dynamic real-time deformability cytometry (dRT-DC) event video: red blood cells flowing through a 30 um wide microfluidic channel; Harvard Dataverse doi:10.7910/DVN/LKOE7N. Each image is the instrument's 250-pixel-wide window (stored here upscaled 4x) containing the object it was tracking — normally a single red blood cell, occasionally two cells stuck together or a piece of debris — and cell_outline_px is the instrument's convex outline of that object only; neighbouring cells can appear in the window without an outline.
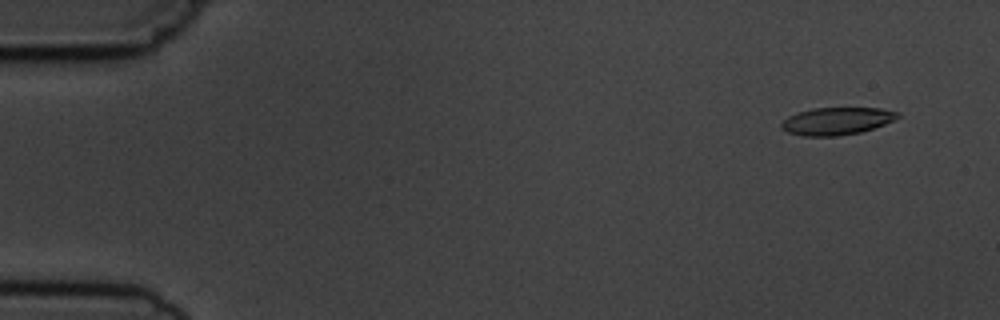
{"species": "common noctule bat (a hibernating species)", "species_latin": "Nyctalus noctula", "temperature_condition": "cold", "stored_images_in_passage": 8, "camera_frame_rate_fps": 3000, "um_per_image_px": 0.085, "animal": {"sex": "male", "body_mass_g": 19.5, "forearm_length_mm": 54.6}, "frame": {"image": 1, "passage_image": 1, "time_ms": 0.0, "image_size_px": [1000, 320], "cell_outline_px": [[900, 116], [884, 124], [860, 132], [836, 136], [804, 136], [788, 132], [780, 128], [780, 124], [788, 116], [796, 112], [812, 108], [880, 108], [900, 112]], "centroid_in_image_um": [71.08, 10.28], "position_along_channel_um": 13.9, "area_um2": 18.55}}
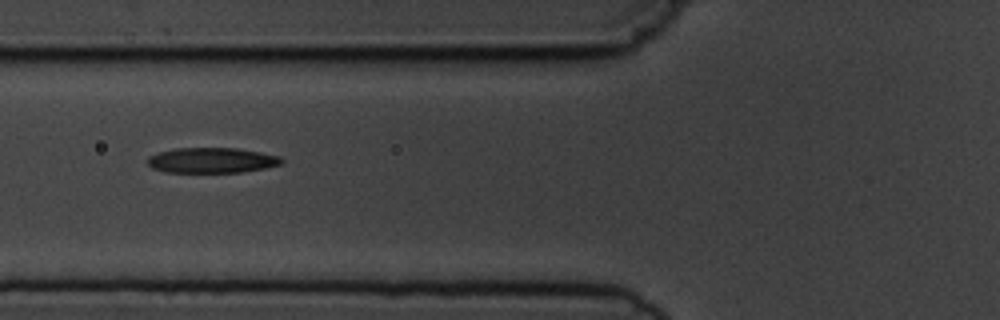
{"frame": {"image": 2, "passage_image": 6, "time_ms": 5.667, "image_size_px": [1000, 320], "cell_outline_px": [[284, 160], [280, 164], [264, 168], [240, 172], [164, 172], [152, 168], [148, 164], [148, 156], [160, 152], [176, 148], [236, 148], [260, 152], [280, 156]], "centroid_in_image_um": [17.99, 13.62], "position_along_channel_um": 107.8, "area_um2": 19.65}}
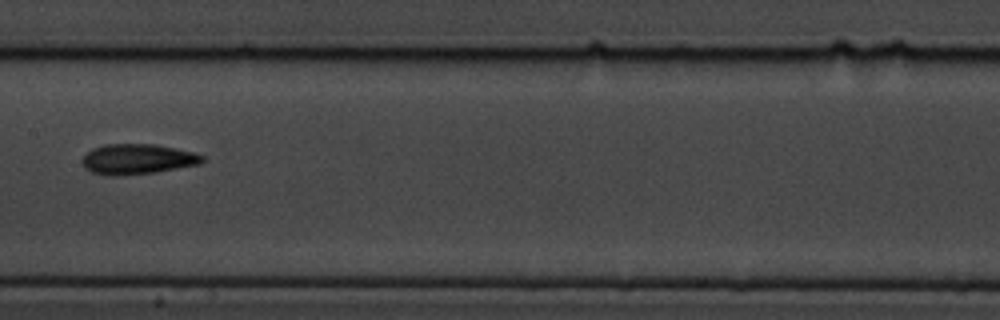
{"frame": {"image": 3, "passage_image": 8, "time_ms": 8.0, "image_size_px": [1000, 320], "cell_outline_px": [[204, 160], [200, 164], [156, 172], [116, 176], [112, 176], [92, 172], [84, 168], [80, 160], [92, 148], [104, 144], [156, 144], [192, 152], [204, 156]], "centroid_in_image_um": [11.65, 13.52], "position_along_channel_um": 195.7, "area_um2": 21.21}}